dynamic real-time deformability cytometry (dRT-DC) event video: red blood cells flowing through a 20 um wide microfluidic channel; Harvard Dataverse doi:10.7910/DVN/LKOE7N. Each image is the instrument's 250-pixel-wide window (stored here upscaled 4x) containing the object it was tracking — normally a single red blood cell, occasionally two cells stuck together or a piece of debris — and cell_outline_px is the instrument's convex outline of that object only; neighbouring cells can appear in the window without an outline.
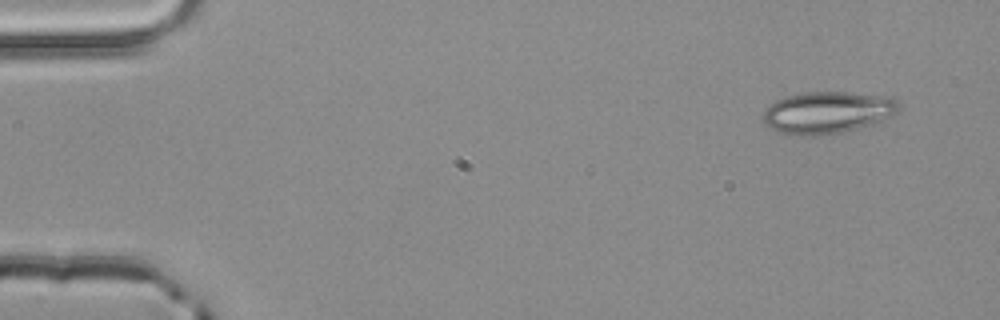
{"species": "common noctule bat (a hibernating species)", "species_latin": "Nyctalus noctula", "temperature_condition": "room temperature", "stored_images_in_passage": 4, "camera_frame_rate_fps": 3000, "um_per_image_px": 0.085, "animal": {"sex": "male", "body_mass_g": 20.4}, "frame": {"image": 1, "passage_image": 1, "time_ms": 0.0, "image_size_px": [1000, 320], "cell_outline_px": [[900, 108], [892, 116], [872, 124], [840, 132], [812, 136], [796, 136], [776, 132], [764, 124], [764, 108], [776, 100], [788, 96], [804, 92], [848, 92], [892, 96], [900, 104]], "centroid_in_image_um": [70.32, 9.56], "position_along_channel_um": 14.7, "area_um2": 33.41}}